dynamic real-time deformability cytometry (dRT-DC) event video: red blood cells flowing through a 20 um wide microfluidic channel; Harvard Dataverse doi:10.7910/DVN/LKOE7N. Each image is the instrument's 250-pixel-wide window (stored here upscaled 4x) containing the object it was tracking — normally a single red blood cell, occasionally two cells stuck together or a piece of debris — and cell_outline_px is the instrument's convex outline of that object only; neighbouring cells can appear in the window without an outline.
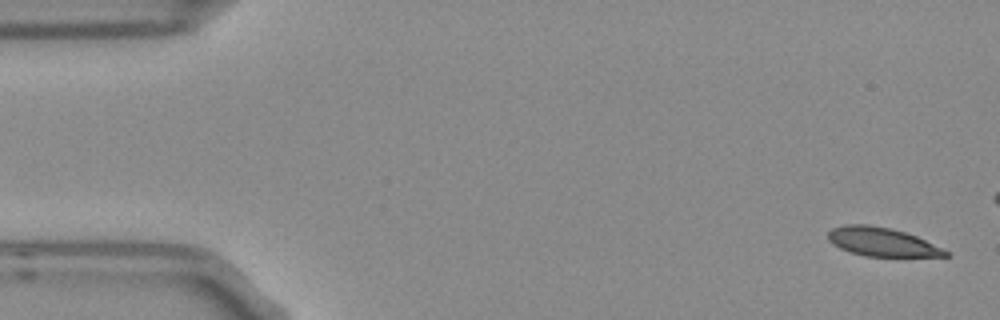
{"species": "Egyptian fruit bat (a non-hibernating species)", "species_latin": "Rousettus aegyptiacus", "temperature_condition": "room temperature", "stored_images_in_passage": 5, "camera_frame_rate_fps": 3000, "um_per_image_px": 0.085, "frame": {"image": 1, "passage_image": 1, "time_ms": 0.0, "image_size_px": [1000, 320], "cell_outline_px": [[948, 256], [864, 256], [840, 248], [832, 244], [828, 240], [828, 232], [832, 228], [848, 224], [868, 224], [888, 228], [904, 232], [916, 236], [944, 248], [948, 252]], "centroid_in_image_um": [74.94, 20.56], "position_along_channel_um": 10.1, "area_um2": 19.42}}